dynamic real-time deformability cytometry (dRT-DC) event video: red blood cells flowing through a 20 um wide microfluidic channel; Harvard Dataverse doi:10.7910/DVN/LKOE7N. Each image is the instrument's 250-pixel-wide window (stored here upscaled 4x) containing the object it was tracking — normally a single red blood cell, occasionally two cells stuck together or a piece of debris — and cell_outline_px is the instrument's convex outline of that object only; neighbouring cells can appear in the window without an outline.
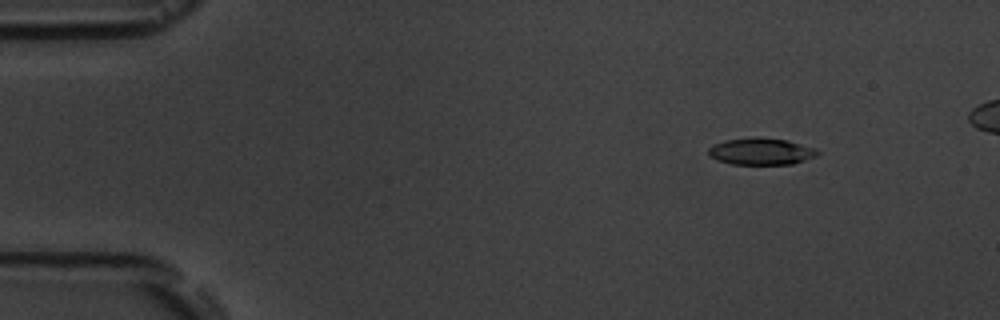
{"species": "common noctule bat (a hibernating species)", "species_latin": "Nyctalus noctula", "temperature_condition": "room temperature", "stored_images_in_passage": 6, "camera_frame_rate_fps": 3000, "um_per_image_px": 0.085, "animal": {"sex": "male", "body_mass_g": 19.5, "forearm_length_mm": 54.6}, "frame": {"image": 1, "passage_image": 2, "time_ms": 2.0, "image_size_px": [1000, 320], "cell_outline_px": [[820, 152], [816, 156], [792, 164], [732, 164], [716, 160], [708, 152], [708, 148], [712, 144], [724, 140], [760, 136], [788, 140], [812, 148]], "centroid_in_image_um": [64.65, 12.86], "position_along_channel_um": 20.4, "area_um2": 17.05}}
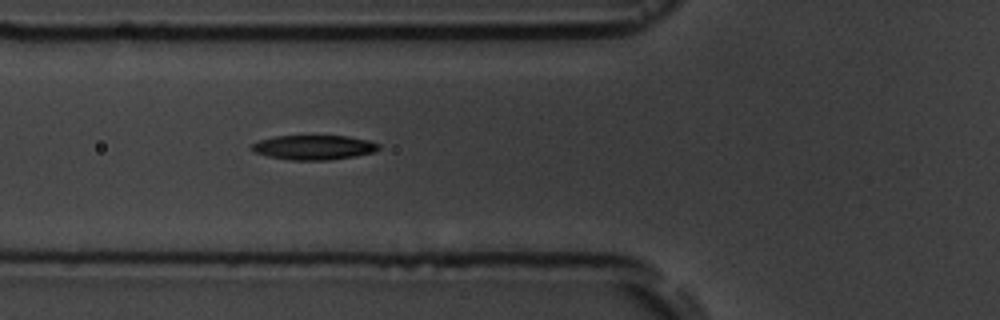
{"frame": {"image": 2, "passage_image": 6, "time_ms": 6.667, "image_size_px": [1000, 320], "cell_outline_px": [[380, 148], [372, 152], [356, 156], [328, 160], [292, 160], [268, 156], [252, 152], [252, 144], [260, 140], [276, 136], [348, 136], [368, 140], [380, 144]], "centroid_in_image_um": [26.68, 12.53], "position_along_channel_um": 99.1, "area_um2": 18.09}}